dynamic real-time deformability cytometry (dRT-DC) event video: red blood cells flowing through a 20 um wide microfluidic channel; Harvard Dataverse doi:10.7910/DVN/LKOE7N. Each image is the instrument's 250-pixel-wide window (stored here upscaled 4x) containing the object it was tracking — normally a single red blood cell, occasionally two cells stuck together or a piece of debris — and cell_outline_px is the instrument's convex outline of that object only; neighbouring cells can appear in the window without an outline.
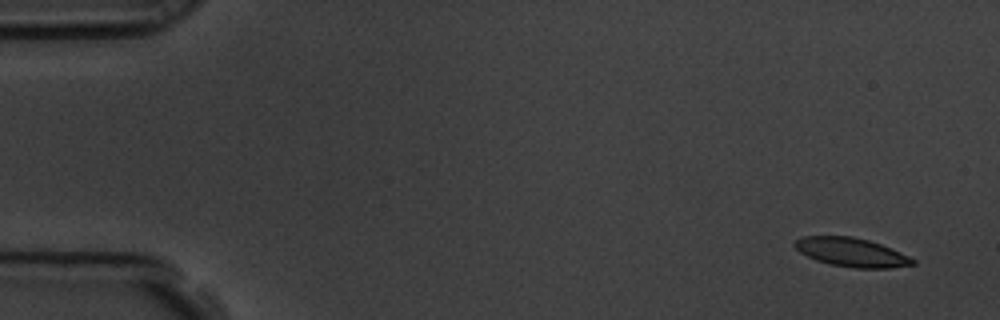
{"species": "common noctule bat (a hibernating species)", "species_latin": "Nyctalus noctula", "temperature_condition": "room temperature", "stored_images_in_passage": 4, "camera_frame_rate_fps": 3000, "um_per_image_px": 0.085, "animal": {"sex": "male", "body_mass_g": 19.5, "forearm_length_mm": 54.6}, "frame": {"image": 1, "passage_image": 1, "time_ms": 0.0, "image_size_px": [1000, 320], "cell_outline_px": [[916, 264], [888, 268], [856, 268], [832, 264], [816, 260], [800, 252], [792, 244], [796, 240], [804, 236], [852, 236], [868, 240], [880, 244], [900, 252], [916, 260]], "centroid_in_image_um": [72.38, 21.44], "position_along_channel_um": 12.6, "area_um2": 19.59}}
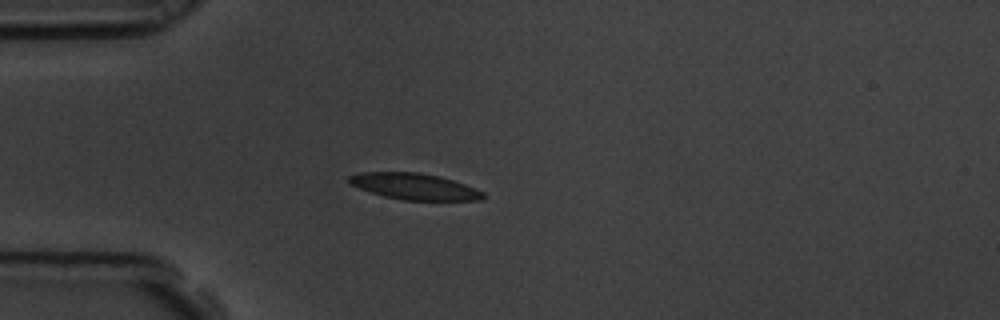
{"frame": {"image": 2, "passage_image": 4, "time_ms": 1.0, "image_size_px": [1000, 320], "cell_outline_px": [[484, 196], [480, 200], [404, 200], [384, 196], [348, 184], [344, 180], [348, 176], [360, 172], [416, 172], [440, 176], [476, 188], [484, 192]], "centroid_in_image_um": [35.17, 15.84], "position_along_channel_um": 49.8, "area_um2": 20.52}}